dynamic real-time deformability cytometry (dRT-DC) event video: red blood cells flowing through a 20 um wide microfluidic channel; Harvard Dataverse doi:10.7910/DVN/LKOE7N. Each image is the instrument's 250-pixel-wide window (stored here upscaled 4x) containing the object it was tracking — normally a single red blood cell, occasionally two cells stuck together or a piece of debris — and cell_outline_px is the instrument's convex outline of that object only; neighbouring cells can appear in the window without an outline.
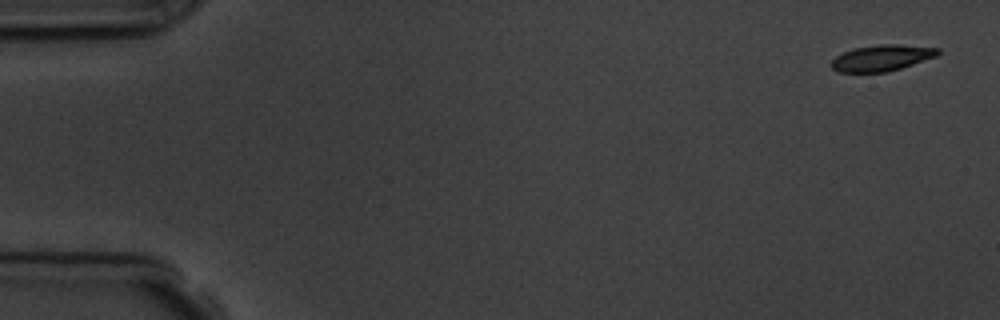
{"species": "common noctule bat (a hibernating species)", "species_latin": "Nyctalus noctula", "temperature_condition": "room temperature", "stored_images_in_passage": 4, "camera_frame_rate_fps": 3000, "um_per_image_px": 0.085, "animal": {"sex": "male", "body_mass_g": 19.5, "forearm_length_mm": 54.6}, "frame": {"image": 1, "passage_image": 1, "time_ms": 0.0, "image_size_px": [1000, 320], "cell_outline_px": [[940, 52], [936, 56], [888, 72], [836, 72], [832, 68], [832, 60], [836, 56], [844, 52], [856, 48], [880, 44], [896, 44], [940, 48]], "centroid_in_image_um": [74.94, 4.92], "position_along_channel_um": 10.1, "area_um2": 16.01}}
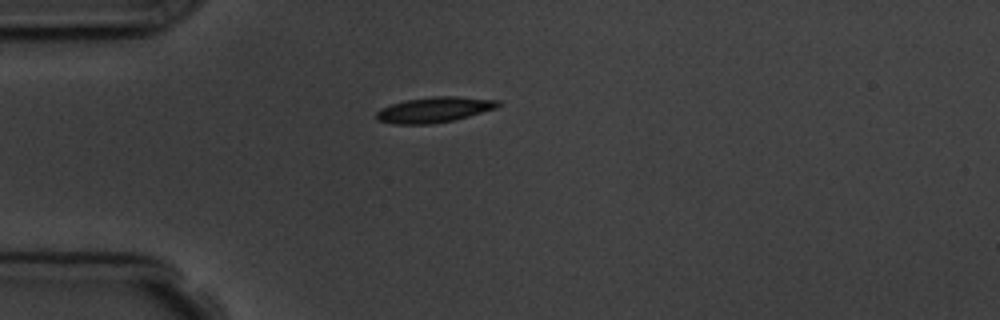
{"frame": {"image": 2, "passage_image": 4, "time_ms": 4.333, "image_size_px": [1000, 320], "cell_outline_px": [[500, 104], [496, 108], [468, 116], [452, 120], [432, 124], [396, 124], [376, 120], [376, 112], [380, 108], [404, 100], [432, 96], [456, 96], [500, 100]], "centroid_in_image_um": [36.89, 9.32], "position_along_channel_um": 48.1, "area_um2": 18.03}}